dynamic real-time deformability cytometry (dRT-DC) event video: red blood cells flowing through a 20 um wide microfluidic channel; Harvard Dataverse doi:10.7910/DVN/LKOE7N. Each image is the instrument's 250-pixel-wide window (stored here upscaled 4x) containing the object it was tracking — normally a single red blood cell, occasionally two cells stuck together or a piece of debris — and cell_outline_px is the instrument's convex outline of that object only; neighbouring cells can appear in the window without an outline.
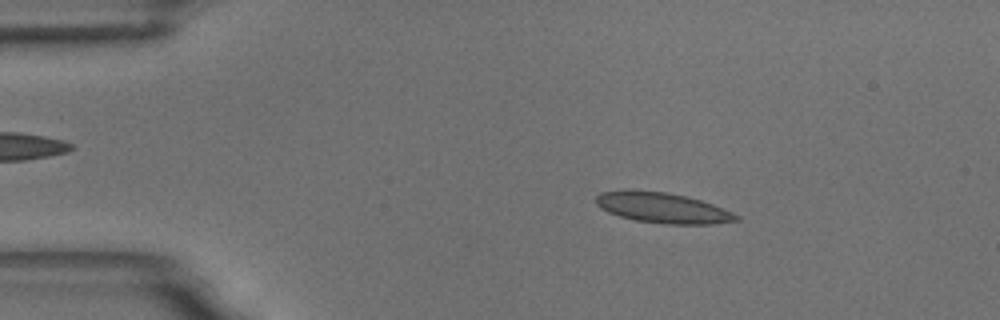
{"species": "common noctule bat (a hibernating species)", "species_latin": "Nyctalus noctula", "temperature_condition": "room temperature", "stored_images_in_passage": 39, "camera_frame_rate_fps": 3000, "um_per_image_px": 0.085, "animal": {"sex": "male", "body_mass_g": 18.8}, "frame": {"image": 1, "passage_image": 9, "time_ms": 2.667, "image_size_px": [1000, 320], "cell_outline_px": [[740, 220], [712, 224], [664, 224], [636, 220], [620, 216], [608, 212], [600, 208], [596, 204], [596, 196], [600, 192], [624, 188], [632, 188], [668, 192], [700, 200], [712, 204], [732, 212], [740, 216]], "centroid_in_image_um": [56.26, 17.64], "position_along_channel_um": 28.7, "area_um2": 25.26}}
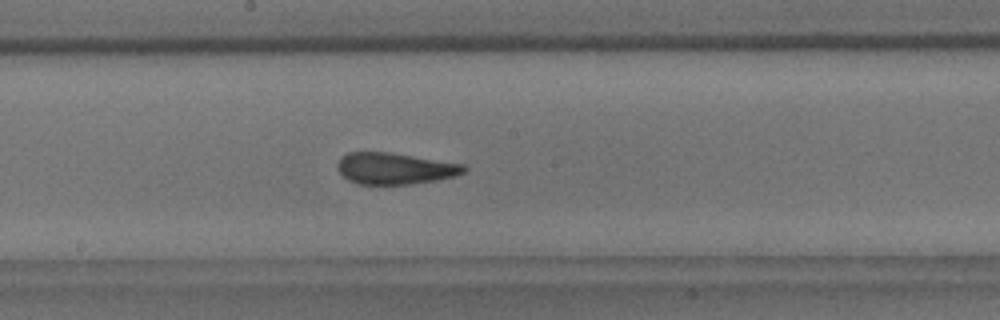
{"frame": {"image": 2, "passage_image": 30, "time_ms": 9.667, "image_size_px": [1000, 320], "cell_outline_px": [[468, 168], [464, 172], [456, 176], [436, 180], [412, 184], [356, 184], [348, 180], [340, 172], [336, 164], [340, 156], [348, 152], [388, 152], [464, 164]], "centroid_in_image_um": [33.55, 14.32], "position_along_channel_um": 214.7, "area_um2": 23.24}}
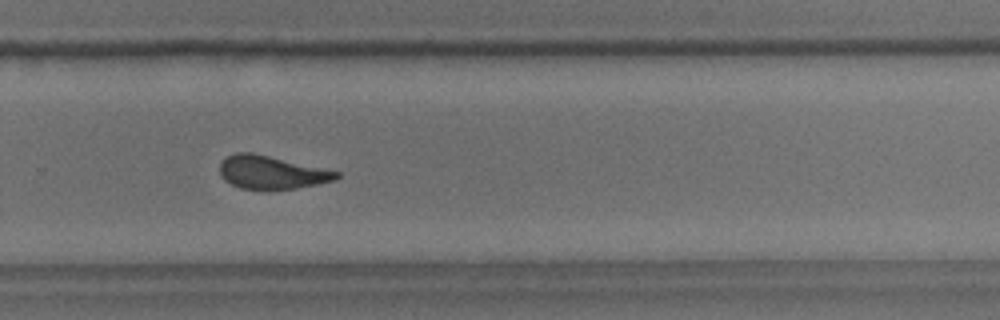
{"frame": {"image": 3, "passage_image": 38, "time_ms": 12.333, "image_size_px": [1000, 320], "cell_outline_px": [[340, 176], [336, 180], [296, 188], [268, 192], [240, 188], [224, 180], [220, 176], [220, 160], [236, 152], [252, 152], [340, 172]], "centroid_in_image_um": [23.04, 14.68], "position_along_channel_um": 306.8, "area_um2": 23.0}}